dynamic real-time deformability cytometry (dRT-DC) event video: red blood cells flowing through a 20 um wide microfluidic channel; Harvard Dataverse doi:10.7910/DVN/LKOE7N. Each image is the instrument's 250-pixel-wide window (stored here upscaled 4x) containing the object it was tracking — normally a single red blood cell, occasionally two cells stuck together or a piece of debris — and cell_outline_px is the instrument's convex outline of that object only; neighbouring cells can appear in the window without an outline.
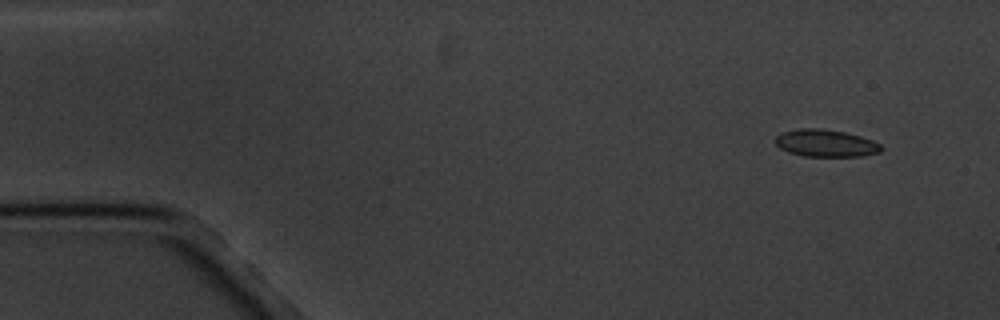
{"species": "common noctule bat (a hibernating species)", "species_latin": "Nyctalus noctula", "temperature_condition": "cold", "stored_images_in_passage": 5, "camera_frame_rate_fps": 3000, "um_per_image_px": 0.085, "animal": {"sex": "male", "body_mass_g": 20.1, "forearm_length_mm": 53.5}, "frame": {"image": 1, "passage_image": 2, "time_ms": 1.0, "image_size_px": [1000, 320], "cell_outline_px": [[884, 148], [880, 152], [860, 156], [804, 156], [788, 152], [780, 148], [776, 144], [776, 136], [780, 132], [800, 128], [820, 128], [844, 132], [860, 136], [872, 140], [880, 144]], "centroid_in_image_um": [70.17, 12.16], "position_along_channel_um": 14.8, "area_um2": 16.82}}
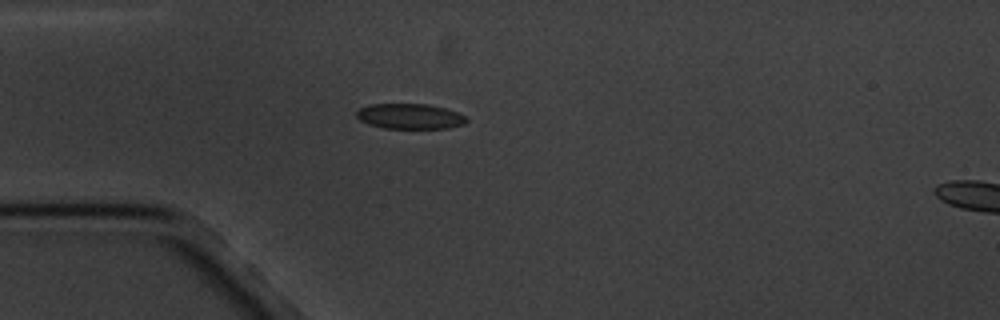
{"frame": {"image": 2, "passage_image": 5, "time_ms": 4.667, "image_size_px": [1000, 320], "cell_outline_px": [[468, 120], [464, 124], [448, 128], [384, 128], [368, 124], [360, 120], [356, 116], [356, 112], [360, 108], [372, 104], [428, 104], [444, 108], [468, 116]], "centroid_in_image_um": [34.86, 9.89], "position_along_channel_um": 50.1, "area_um2": 16.18}}